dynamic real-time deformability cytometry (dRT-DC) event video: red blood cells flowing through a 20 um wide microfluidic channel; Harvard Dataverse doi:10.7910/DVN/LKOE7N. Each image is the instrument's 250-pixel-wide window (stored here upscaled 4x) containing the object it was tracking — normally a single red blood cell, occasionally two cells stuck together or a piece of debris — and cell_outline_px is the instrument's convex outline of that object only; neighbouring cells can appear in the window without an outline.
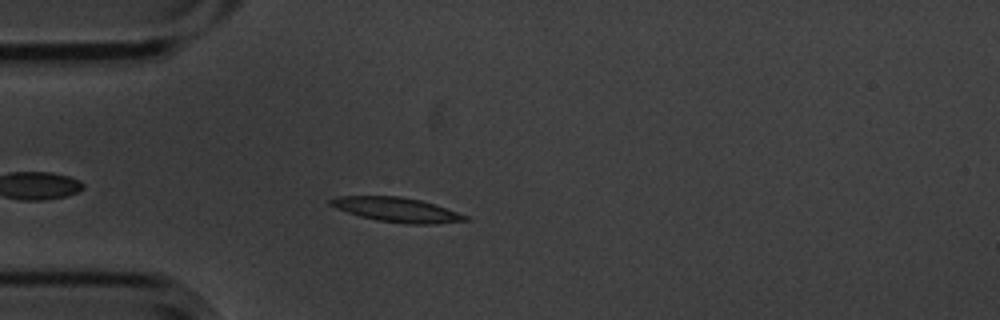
{"species": "common noctule bat (a hibernating species)", "species_latin": "Nyctalus noctula", "temperature_condition": "cold", "stored_images_in_passage": 34, "camera_frame_rate_fps": 3000, "um_per_image_px": 0.085, "animal": {"sex": "male", "body_mass_g": 20.1, "forearm_length_mm": 53.5}, "frame": {"image": 1, "passage_image": 6, "time_ms": 1.667, "image_size_px": [1000, 320], "cell_outline_px": [[472, 220], [436, 224], [404, 224], [376, 220], [360, 216], [336, 208], [328, 204], [328, 200], [336, 196], [400, 196], [420, 200], [468, 216]], "centroid_in_image_um": [33.71, 17.83], "position_along_channel_um": 51.3, "area_um2": 19.19}}
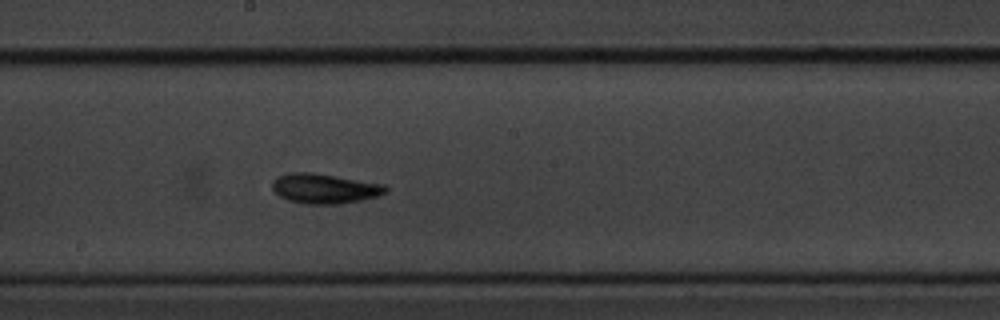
{"frame": {"image": 2, "passage_image": 21, "time_ms": 6.667, "image_size_px": [1000, 320], "cell_outline_px": [[388, 188], [384, 192], [376, 196], [360, 200], [336, 204], [308, 204], [288, 200], [280, 196], [272, 188], [272, 180], [276, 176], [288, 172], [312, 172], [384, 184]], "centroid_in_image_um": [27.53, 16.01], "position_along_channel_um": 220.7, "area_um2": 19.59}}
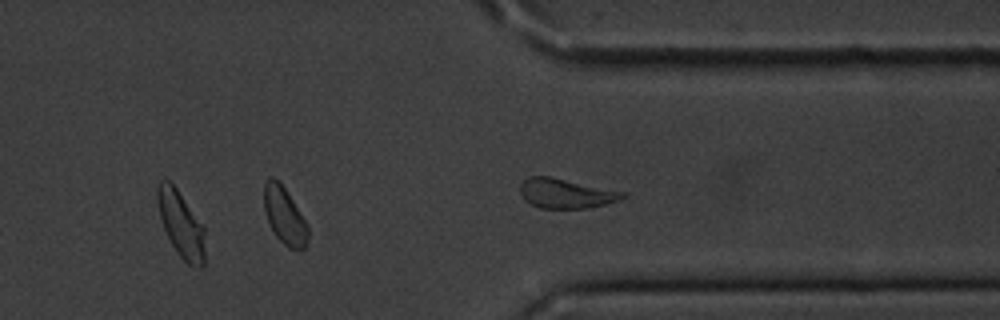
{"frame": {"image": 3, "passage_image": 33, "time_ms": 10.667, "image_size_px": [1000, 320], "cell_outline_px": [[204, 264], [200, 268], [192, 268], [176, 252], [164, 228], [160, 216], [156, 200], [156, 188], [160, 180], [168, 180], [176, 188], [204, 228]], "centroid_in_image_um": [15.37, 19.09], "position_along_channel_um": 396.0, "area_um2": 18.03}, "authors_computed_cell_mechanics": {"area_um2": 17.918, "velocity_mm_per_s": 3.5732, "shape_relaxation_time_tau1_ms": 2.7934, "shape_relaxation_time_tau2_ms": 3.3928, "deformation_change_tau1": 0.1632, "deformation_change_tau2": 0.1019}}